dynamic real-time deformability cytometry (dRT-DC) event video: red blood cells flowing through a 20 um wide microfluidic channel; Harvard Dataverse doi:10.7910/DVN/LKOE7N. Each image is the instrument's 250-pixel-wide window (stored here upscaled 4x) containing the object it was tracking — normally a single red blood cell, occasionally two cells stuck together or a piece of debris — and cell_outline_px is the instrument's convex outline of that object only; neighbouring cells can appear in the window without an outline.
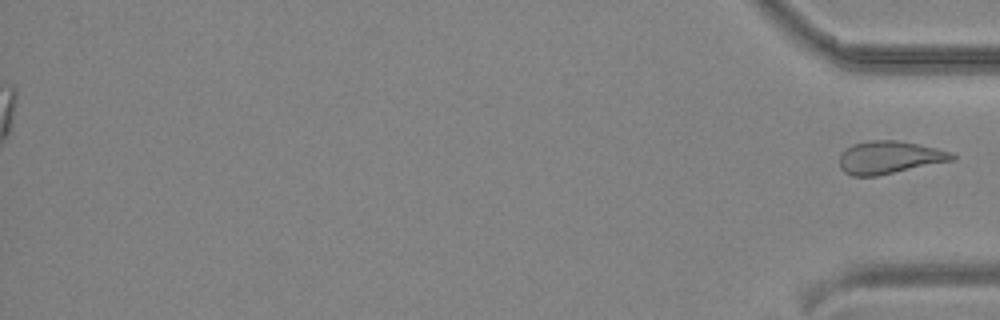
{"species": "common noctule bat (a hibernating species)", "species_latin": "Nyctalus noctula", "temperature_condition": "cold", "stored_images_in_passage": 43, "segment_of_instrument_passage": [2, 2], "camera_frame_rate_fps": 3000, "um_per_image_px": 0.085, "animal": {"sex": "male", "body_mass_g": 19.2, "forearm_length_mm": 51.8}, "frame": {"image": 1, "passage_image": 43, "time_ms": 14.0, "image_size_px": [1000, 320], "cell_outline_px": [[956, 160], [876, 176], [852, 176], [844, 172], [840, 168], [840, 152], [844, 148], [852, 144], [872, 140], [896, 140], [936, 148], [952, 152], [956, 156]], "centroid_in_image_um": [75.59, 13.38], "position_along_channel_um": 359.6, "area_um2": 21.62}}